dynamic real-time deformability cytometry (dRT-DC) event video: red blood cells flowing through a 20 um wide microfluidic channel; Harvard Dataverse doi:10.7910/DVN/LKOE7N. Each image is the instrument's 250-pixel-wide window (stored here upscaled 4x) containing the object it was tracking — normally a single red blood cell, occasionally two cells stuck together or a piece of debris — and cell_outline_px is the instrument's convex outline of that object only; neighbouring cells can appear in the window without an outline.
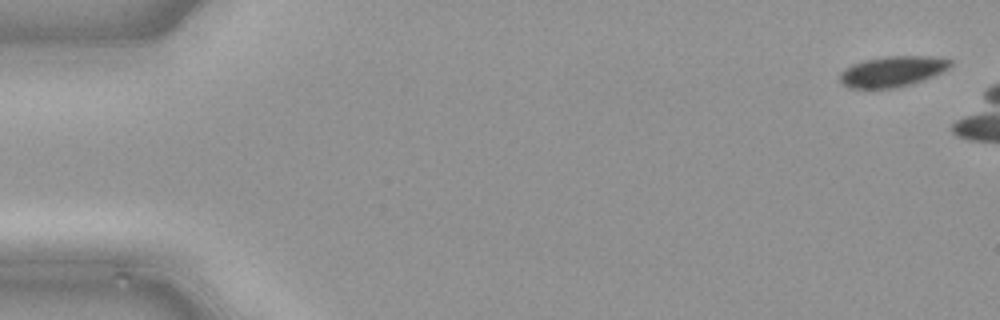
{"species": "common noctule bat (a hibernating species)", "species_latin": "Nyctalus noctula", "temperature_condition": "cold", "stored_images_in_passage": 7, "camera_frame_rate_fps": 3000, "um_per_image_px": 0.085, "animal": {"sex": "male", "body_mass_g": 21.5, "forearm_length_mm": 52.0}, "frame": {"image": 1, "passage_image": 1, "time_ms": 0.0, "image_size_px": [1000, 320], "cell_outline_px": [[952, 64], [948, 68], [932, 76], [908, 84], [892, 88], [848, 88], [840, 84], [840, 72], [844, 68], [852, 64], [864, 60], [888, 56], [924, 56], [952, 60]], "centroid_in_image_um": [75.77, 6.07], "position_along_channel_um": 9.2, "area_um2": 19.42}}